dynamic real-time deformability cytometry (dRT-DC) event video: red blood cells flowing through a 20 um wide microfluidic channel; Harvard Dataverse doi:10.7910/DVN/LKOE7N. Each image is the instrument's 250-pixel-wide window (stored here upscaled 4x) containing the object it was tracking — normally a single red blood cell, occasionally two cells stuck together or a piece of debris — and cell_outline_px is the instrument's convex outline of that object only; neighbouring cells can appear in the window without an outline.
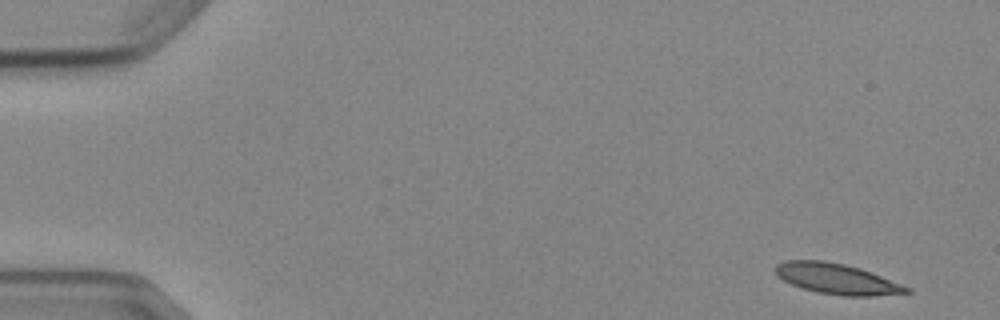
{"species": "Egyptian fruit bat (a non-hibernating species)", "species_latin": "Rousettus aegyptiacus", "temperature_condition": "cold", "stored_images_in_passage": 6, "camera_frame_rate_fps": 3000, "um_per_image_px": 0.085, "animal": {"sex": "female"}, "frame": {"image": 1, "passage_image": 1, "time_ms": 0.0, "image_size_px": [1000, 320], "cell_outline_px": [[912, 292], [872, 296], [844, 296], [816, 292], [792, 284], [776, 276], [772, 268], [776, 264], [784, 260], [824, 260], [844, 264], [860, 268], [912, 288]], "centroid_in_image_um": [71.09, 23.69], "position_along_channel_um": 13.9, "area_um2": 23.47}}
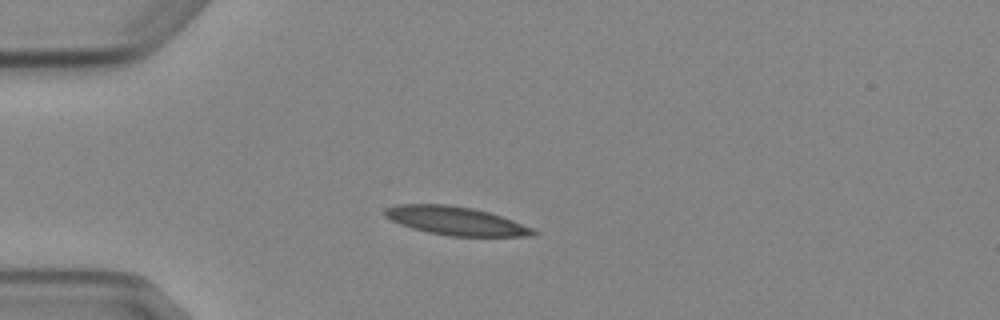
{"frame": {"image": 2, "passage_image": 4, "time_ms": 3.667, "image_size_px": [1000, 320], "cell_outline_px": [[536, 236], [452, 236], [428, 232], [412, 228], [400, 224], [384, 216], [384, 208], [396, 204], [448, 204], [472, 208], [488, 212], [512, 220], [532, 228], [536, 232]], "centroid_in_image_um": [38.7, 18.76], "position_along_channel_um": 46.3, "area_um2": 24.45}}
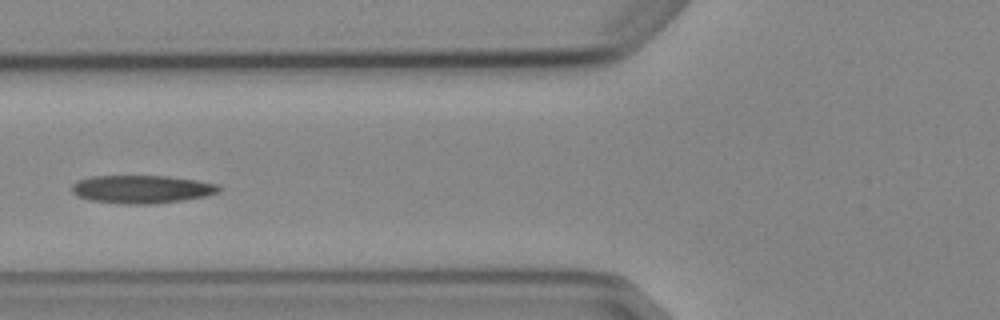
{"frame": {"image": 3, "passage_image": 6, "time_ms": 6.0, "image_size_px": [1000, 320], "cell_outline_px": [[220, 192], [208, 196], [152, 204], [120, 204], [88, 200], [76, 196], [72, 192], [72, 184], [80, 180], [92, 176], [168, 176], [196, 180], [220, 184]], "centroid_in_image_um": [12.06, 16.09], "position_along_channel_um": 113.7, "area_um2": 24.22}}